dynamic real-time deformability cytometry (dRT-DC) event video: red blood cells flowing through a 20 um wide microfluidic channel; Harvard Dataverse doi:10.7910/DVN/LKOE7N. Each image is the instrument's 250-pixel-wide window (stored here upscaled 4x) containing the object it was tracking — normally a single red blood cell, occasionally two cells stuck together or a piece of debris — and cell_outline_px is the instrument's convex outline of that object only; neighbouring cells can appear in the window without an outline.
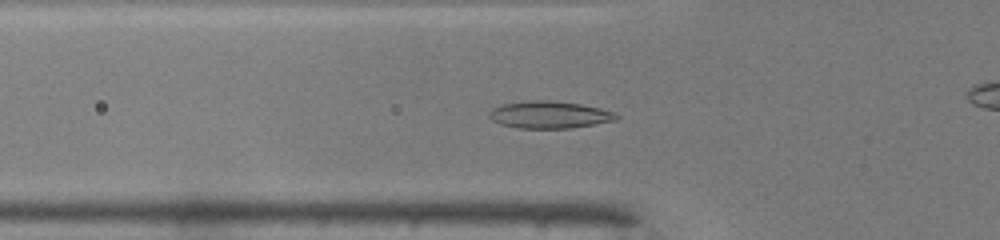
{"species": "common noctule bat (a hibernating species)", "species_latin": "Nyctalus noctula", "temperature_condition": "warm", "stored_images_in_passage": 47, "camera_frame_rate_fps": 3000, "um_per_image_px": 0.085, "animal": {"sex": "male", "body_mass_g": 19.0, "forearm_length_mm": 50.8}, "frame": {"image": 1, "passage_image": 14, "time_ms": 4.333, "image_size_px": [1000, 240], "cell_outline_px": [[620, 116], [616, 120], [572, 128], [520, 128], [500, 124], [492, 120], [488, 116], [488, 112], [492, 108], [500, 104], [528, 100], [552, 100], [580, 104], [600, 108], [616, 112]], "centroid_in_image_um": [46.68, 9.74], "position_along_channel_um": 79.1, "area_um2": 20.35}}
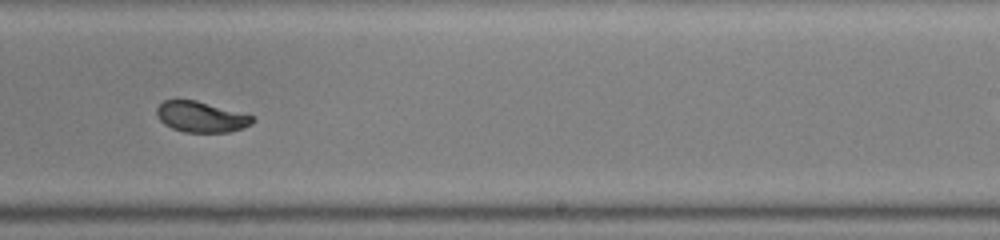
{"frame": {"image": 2, "passage_image": 28, "time_ms": 9.0, "image_size_px": [1000, 240], "cell_outline_px": [[252, 124], [228, 132], [184, 132], [172, 128], [164, 124], [160, 120], [156, 112], [156, 108], [164, 100], [196, 100], [252, 116]], "centroid_in_image_um": [17.03, 9.93], "position_along_channel_um": 272.0, "area_um2": 16.76}}
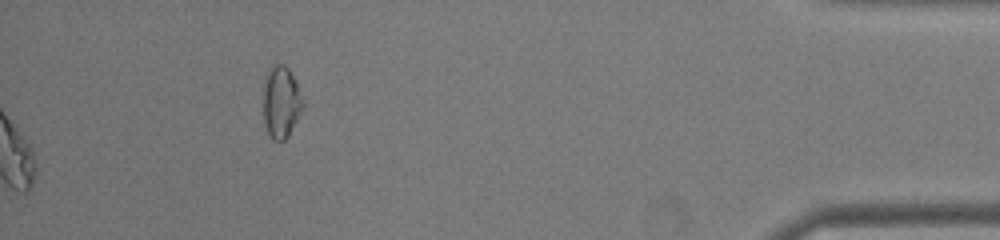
{"frame": {"image": 3, "passage_image": 47, "time_ms": 15.333, "image_size_px": [1000, 240], "cell_outline_px": [[304, 104], [288, 136], [284, 140], [272, 140], [268, 132], [264, 120], [264, 76], [268, 68], [272, 64], [284, 64], [288, 68], [304, 100]], "centroid_in_image_um": [23.87, 8.64], "position_along_channel_um": 411.3, "area_um2": 16.42}, "authors_computed_cell_mechanics": {"area_um2": 18.3804, "velocity_mm_per_s": 4.1357, "shape_relaxation_time_tau1_ms": 3.4346, "shape_relaxation_time_tau2_ms": 0.803, "deformation_change_tau1": 0.1403, "deformation_change_tau2": 0.0356}}